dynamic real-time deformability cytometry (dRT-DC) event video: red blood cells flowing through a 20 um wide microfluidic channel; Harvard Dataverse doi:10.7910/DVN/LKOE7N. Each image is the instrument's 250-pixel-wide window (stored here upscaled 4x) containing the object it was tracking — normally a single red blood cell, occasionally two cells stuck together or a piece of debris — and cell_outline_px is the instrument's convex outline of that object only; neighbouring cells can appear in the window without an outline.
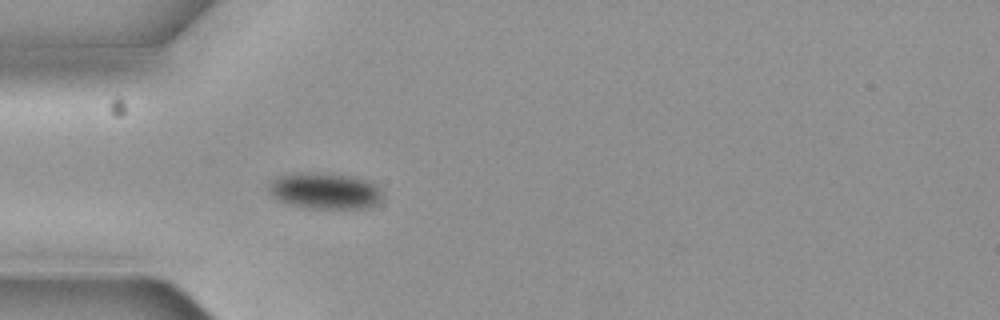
{"species": "common noctule bat (a hibernating species)", "species_latin": "Nyctalus noctula", "temperature_condition": "cold", "stored_images_in_passage": 2, "camera_frame_rate_fps": 3000, "um_per_image_px": 0.085, "animal": {"sex": "female", "body_mass_g": 19.3, "forearm_length_mm": 54.1}, "frame": {"image": 1, "passage_image": 2, "time_ms": 0.333, "image_size_px": [1000, 320], "cell_outline_px": [[384, 196], [376, 204], [368, 208], [304, 208], [288, 204], [272, 196], [268, 192], [268, 184], [276, 176], [292, 172], [312, 172], [348, 176], [368, 180], [376, 184]], "centroid_in_image_um": [27.58, 16.22], "position_along_channel_um": 57.4, "area_um2": 24.33}}